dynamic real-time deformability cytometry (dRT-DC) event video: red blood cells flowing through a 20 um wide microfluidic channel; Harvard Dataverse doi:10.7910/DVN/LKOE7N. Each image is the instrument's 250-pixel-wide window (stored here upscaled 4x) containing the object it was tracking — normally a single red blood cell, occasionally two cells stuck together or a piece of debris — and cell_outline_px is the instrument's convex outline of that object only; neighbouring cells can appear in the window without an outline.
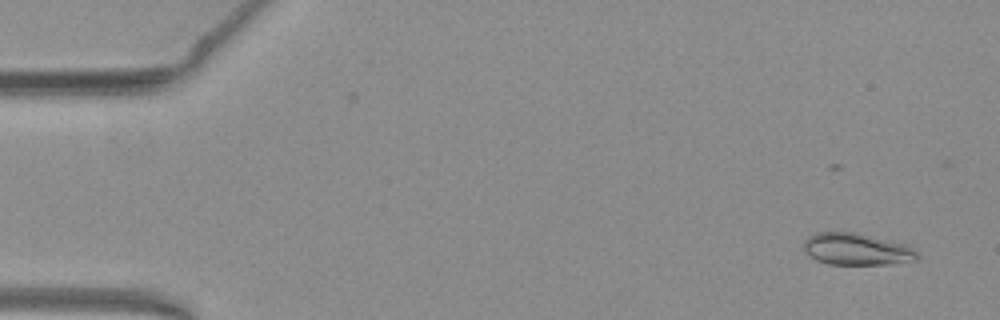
{"species": "common noctule bat (a hibernating species)", "species_latin": "Nyctalus noctula", "temperature_condition": "warm", "stored_images_in_passage": 33, "camera_frame_rate_fps": 3000, "um_per_image_px": 0.085, "animal": {"sex": "female", "body_mass_g": 19.3, "forearm_length_mm": 54.1}, "frame": {"image": 1, "passage_image": 1, "time_ms": 0.0, "image_size_px": [1000, 320], "cell_outline_px": [[916, 260], [888, 264], [828, 264], [816, 260], [808, 256], [804, 252], [804, 240], [808, 236], [816, 232], [856, 232], [904, 244], [912, 248], [916, 252]], "centroid_in_image_um": [72.74, 21.18], "position_along_channel_um": 12.3, "area_um2": 20.98}}
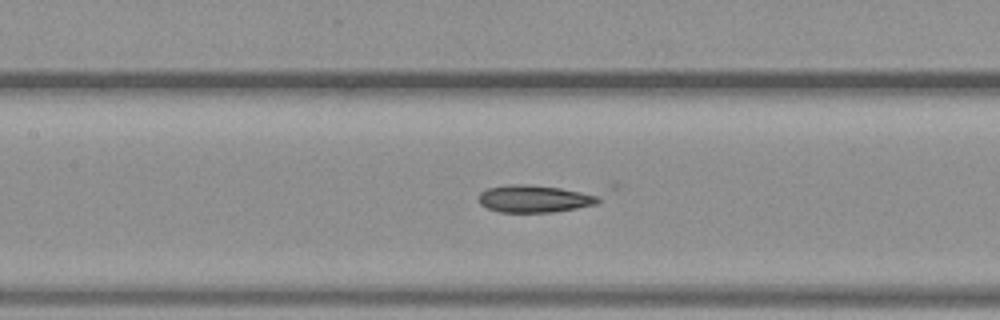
{"frame": {"image": 2, "passage_image": 22, "time_ms": 7.0, "image_size_px": [1000, 320], "cell_outline_px": [[600, 200], [596, 204], [556, 212], [500, 212], [488, 208], [480, 204], [480, 192], [488, 188], [508, 184], [520, 184], [560, 188], [580, 192], [596, 196]], "centroid_in_image_um": [45.37, 16.9], "position_along_channel_um": 162.0, "area_um2": 18.67}}
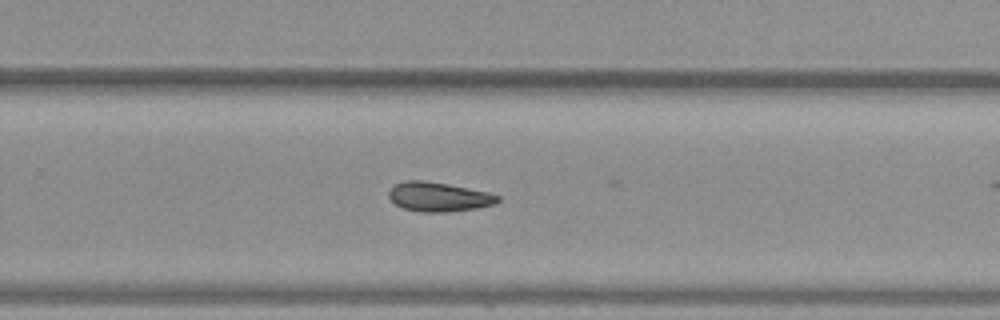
{"frame": {"image": 3, "passage_image": 32, "time_ms": 10.333, "image_size_px": [1000, 320], "cell_outline_px": [[500, 200], [496, 204], [476, 208], [448, 212], [420, 212], [404, 208], [396, 204], [388, 196], [388, 192], [396, 184], [404, 180], [424, 180], [448, 184], [488, 192], [500, 196]], "centroid_in_image_um": [37.3, 16.73], "position_along_channel_um": 292.5, "area_um2": 18.61}}